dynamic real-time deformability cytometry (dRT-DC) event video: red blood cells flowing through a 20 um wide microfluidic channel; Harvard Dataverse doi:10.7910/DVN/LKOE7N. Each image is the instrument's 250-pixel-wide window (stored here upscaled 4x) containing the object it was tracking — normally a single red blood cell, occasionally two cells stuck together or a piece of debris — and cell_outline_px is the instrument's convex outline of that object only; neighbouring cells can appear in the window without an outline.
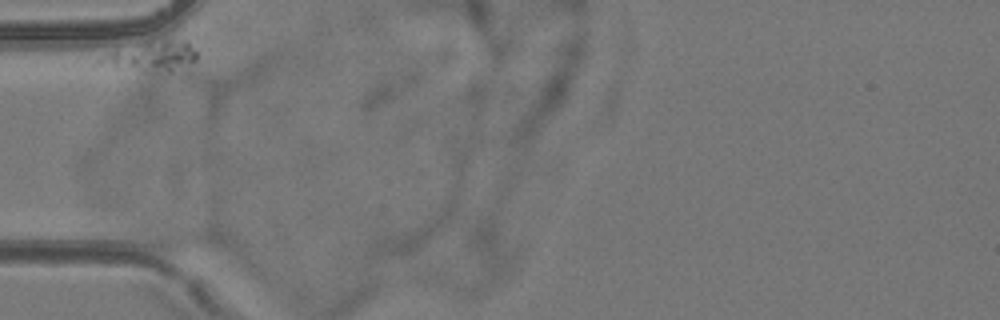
{"species": "common noctule bat (a hibernating species)", "species_latin": "Nyctalus noctula", "temperature_condition": "room temperature", "stored_images_in_passage": 34, "camera_frame_rate_fps": 3000, "um_per_image_px": 0.085, "animal": {"sex": "female", "body_mass_g": 24.6, "forearm_length_mm": 56.2}, "frame": {"image": 1, "passage_image": 1, "time_ms": 0.0, "image_size_px": [1000, 320], "cell_outline_px": [[196, 60], [172, 72], [160, 76], [156, 76], [92, 64], [96, 60], [112, 52], [164, 40], [188, 40], [196, 52]], "centroid_in_image_um": [12.88, 4.91], "position_along_channel_um": 72.1, "area_um2": 17.28}}
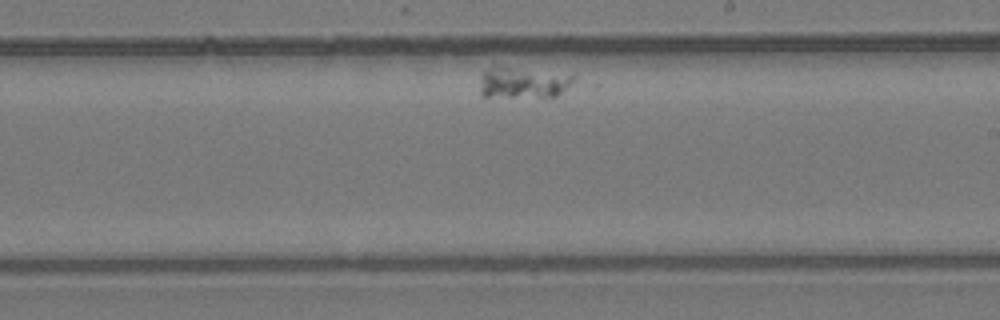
{"frame": {"image": 2, "passage_image": 20, "time_ms": 6.333, "image_size_px": [1000, 320], "cell_outline_px": [[576, 76], [556, 96], [484, 96], [480, 92], [480, 76], [484, 72], [492, 68], [508, 68]], "centroid_in_image_um": [44.37, 7.05], "position_along_channel_um": 244.6, "area_um2": 15.66}}
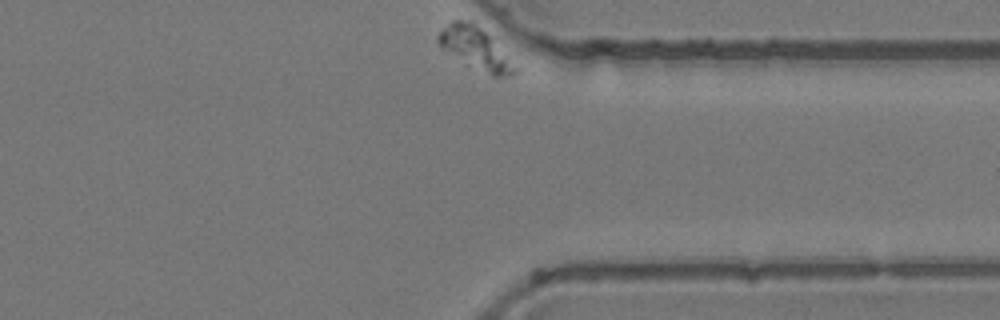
{"frame": {"image": 3, "passage_image": 34, "time_ms": 11.0, "image_size_px": [1000, 320], "cell_outline_px": [[520, 72], [508, 76], [492, 76], [444, 48], [436, 40], [436, 36], [452, 20], [472, 20], [520, 68]], "centroid_in_image_um": [40.48, 4.1], "position_along_channel_um": 370.9, "area_um2": 17.86}}